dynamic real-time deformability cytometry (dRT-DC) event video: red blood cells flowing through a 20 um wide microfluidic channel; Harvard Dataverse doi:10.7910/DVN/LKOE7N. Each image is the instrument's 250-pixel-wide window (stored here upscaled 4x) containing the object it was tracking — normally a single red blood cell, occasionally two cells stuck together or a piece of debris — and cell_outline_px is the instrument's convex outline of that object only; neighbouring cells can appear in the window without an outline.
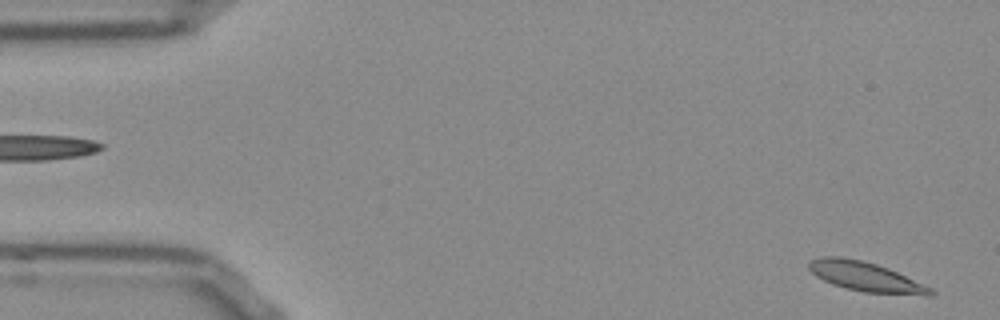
{"species": "Egyptian fruit bat (a non-hibernating species)", "species_latin": "Rousettus aegyptiacus", "temperature_condition": "room temperature", "stored_images_in_passage": 54, "camera_frame_rate_fps": 3000, "um_per_image_px": 0.085, "frame": {"image": 1, "passage_image": 2, "time_ms": 0.333, "image_size_px": [1000, 320], "cell_outline_px": [[936, 292], [932, 296], [928, 296], [864, 292], [832, 284], [816, 276], [808, 268], [808, 264], [812, 260], [820, 256], [840, 256], [860, 260], [876, 264], [888, 268], [932, 288]], "centroid_in_image_um": [73.6, 23.52], "position_along_channel_um": 11.4, "area_um2": 20.81}}
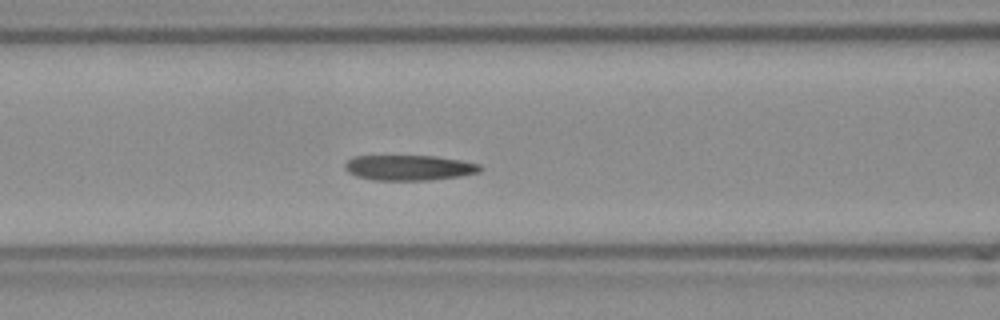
{"frame": {"image": 2, "passage_image": 21, "time_ms": 6.667, "image_size_px": [1000, 320], "cell_outline_px": [[484, 168], [476, 172], [460, 176], [428, 180], [376, 180], [356, 176], [348, 172], [344, 168], [344, 164], [352, 156], [436, 156], [460, 160], [480, 164]], "centroid_in_image_um": [34.75, 14.25], "position_along_channel_um": 131.9, "area_um2": 19.88}}
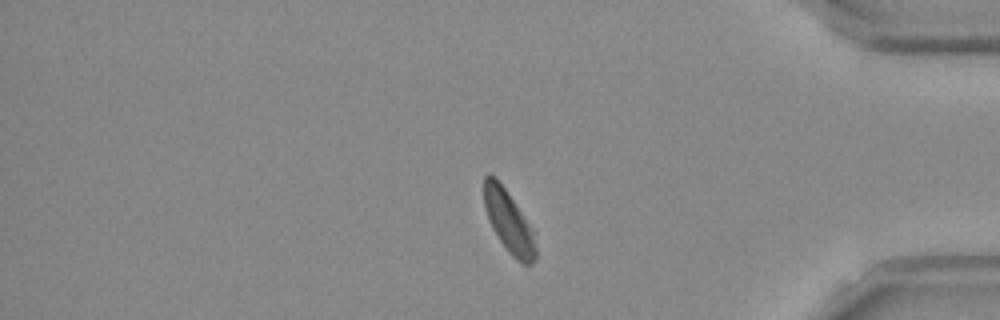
{"frame": {"image": 3, "passage_image": 44, "time_ms": 14.333, "image_size_px": [1000, 320], "cell_outline_px": [[536, 260], [532, 264], [520, 264], [508, 252], [492, 228], [484, 208], [484, 176], [488, 172], [504, 188], [532, 228], [536, 248]], "centroid_in_image_um": [43.24, 18.89], "position_along_channel_um": 392.0, "area_um2": 18.38}, "authors_computed_cell_mechanics": {"area_um2": 20.2011, "velocity_mm_per_s": 3.7731, "shape_relaxation_time_tau1_ms": 5.043, "shape_relaxation_time_tau2_ms": 1.364, "deformation_change_tau1": 0.162, "deformation_change_tau2": 0.0598}}